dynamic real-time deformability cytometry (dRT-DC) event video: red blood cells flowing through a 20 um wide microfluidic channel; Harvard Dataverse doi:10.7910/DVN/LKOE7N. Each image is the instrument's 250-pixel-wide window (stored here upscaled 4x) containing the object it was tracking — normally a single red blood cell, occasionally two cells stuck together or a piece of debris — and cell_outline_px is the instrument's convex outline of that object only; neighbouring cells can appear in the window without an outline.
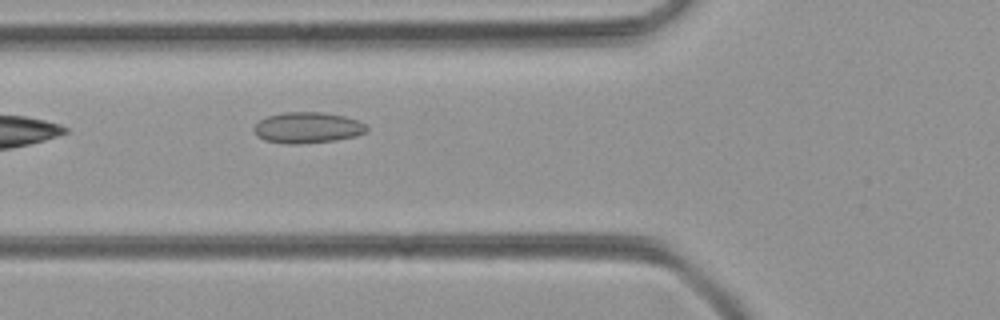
{"species": "common noctule bat (a hibernating species)", "species_latin": "Nyctalus noctula", "temperature_condition": "room temperature", "stored_images_in_passage": 9, "camera_frame_rate_fps": 3000, "um_per_image_px": 0.085, "animal": {"sex": "female", "body_mass_g": 21.9}, "frame": {"image": 1, "passage_image": 3, "time_ms": 0.667, "image_size_px": [1000, 320], "cell_outline_px": [[368, 132], [356, 136], [336, 140], [300, 144], [284, 144], [264, 140], [256, 136], [252, 128], [260, 120], [268, 116], [284, 112], [320, 112], [344, 116], [360, 120], [368, 128]], "centroid_in_image_um": [26.14, 10.86], "position_along_channel_um": 99.7, "area_um2": 20.58}}
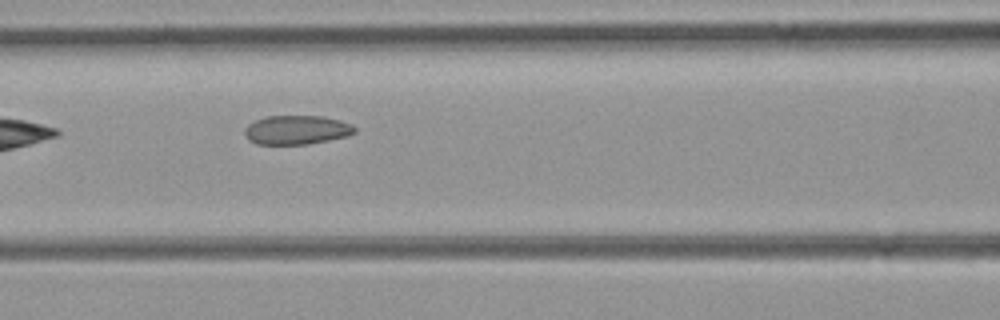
{"frame": {"image": 2, "passage_image": 6, "time_ms": 1.667, "image_size_px": [1000, 320], "cell_outline_px": [[356, 132], [348, 136], [308, 144], [256, 144], [248, 140], [244, 132], [244, 128], [248, 124], [264, 116], [324, 116], [340, 120], [352, 124], [356, 128]], "centroid_in_image_um": [25.22, 11.04], "position_along_channel_um": 141.4, "area_um2": 18.79}}